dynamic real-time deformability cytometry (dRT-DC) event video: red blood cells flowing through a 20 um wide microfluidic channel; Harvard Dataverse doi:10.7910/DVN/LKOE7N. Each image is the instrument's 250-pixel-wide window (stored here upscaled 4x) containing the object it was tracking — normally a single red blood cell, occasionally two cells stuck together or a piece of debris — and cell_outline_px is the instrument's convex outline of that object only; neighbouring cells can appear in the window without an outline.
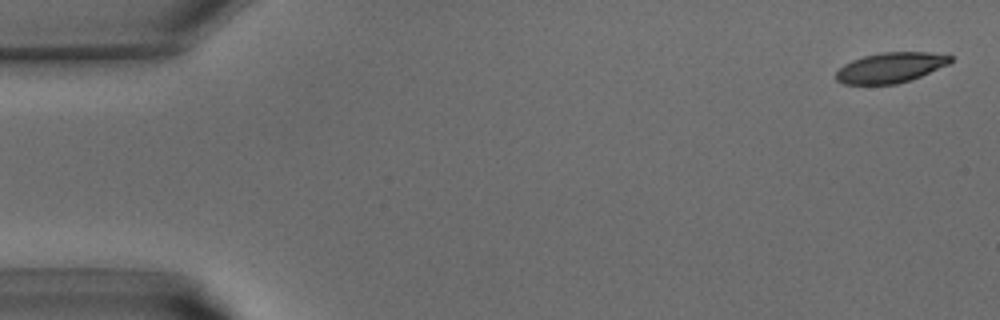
{"species": "common noctule bat (a hibernating species)", "species_latin": "Nyctalus noctula", "temperature_condition": "warm", "stored_images_in_passage": 40, "camera_frame_rate_fps": 3000, "um_per_image_px": 0.085, "animal": {"sex": "male", "body_mass_g": 15.6}, "frame": {"image": 1, "passage_image": 1, "time_ms": 0.0, "image_size_px": [1000, 320], "cell_outline_px": [[952, 60], [948, 64], [920, 76], [896, 84], [844, 84], [836, 80], [836, 72], [844, 64], [852, 60], [864, 56], [880, 52], [928, 52], [952, 56]], "centroid_in_image_um": [75.66, 5.74], "position_along_channel_um": 9.3, "area_um2": 19.94}}
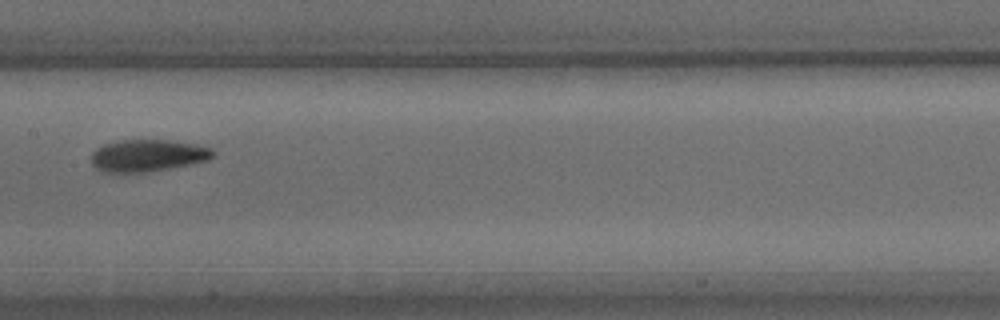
{"frame": {"image": 2, "passage_image": 20, "time_ms": 6.333, "image_size_px": [1000, 320], "cell_outline_px": [[216, 152], [208, 160], [148, 172], [100, 172], [92, 164], [92, 152], [96, 148], [104, 144], [120, 140], [168, 140], [196, 144], [212, 148]], "centroid_in_image_um": [12.53, 13.21], "position_along_channel_um": 194.9, "area_um2": 22.66}}
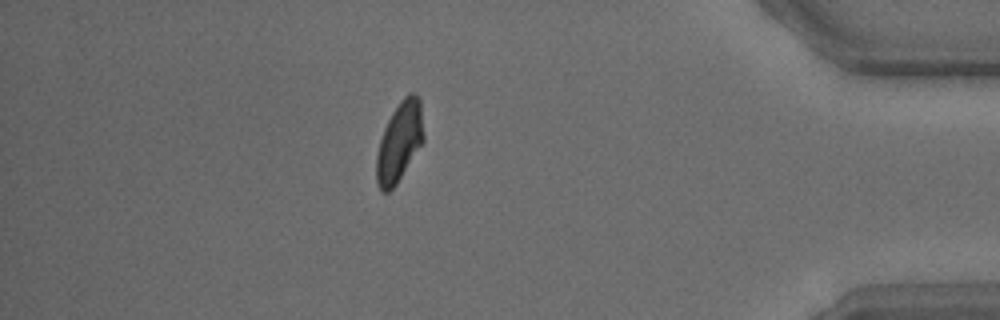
{"frame": {"image": 3, "passage_image": 35, "time_ms": 11.333, "image_size_px": [1000, 320], "cell_outline_px": [[424, 140], [396, 184], [388, 192], [380, 192], [376, 184], [376, 156], [380, 140], [384, 128], [392, 112], [400, 100], [408, 92], [416, 92], [420, 96], [424, 136]], "centroid_in_image_um": [33.95, 12.02], "position_along_channel_um": 401.3, "area_um2": 22.02}}